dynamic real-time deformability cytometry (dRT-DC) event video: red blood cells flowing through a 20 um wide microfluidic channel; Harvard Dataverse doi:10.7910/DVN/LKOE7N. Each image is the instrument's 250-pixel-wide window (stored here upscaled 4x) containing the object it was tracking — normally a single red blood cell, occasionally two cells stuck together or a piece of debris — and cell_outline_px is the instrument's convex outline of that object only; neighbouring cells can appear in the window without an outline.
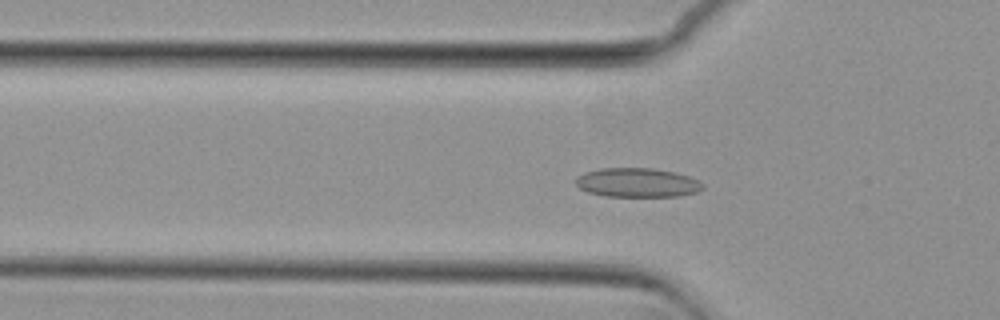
{"species": "common noctule bat (a hibernating species)", "species_latin": "Nyctalus noctula", "temperature_condition": "cold", "stored_images_in_passage": 55, "camera_frame_rate_fps": 3000, "um_per_image_px": 0.085, "animal": {"sex": "female", "body_mass_g": 29.2, "forearm_length_mm": 56.3}, "frame": {"image": 1, "passage_image": 18, "time_ms": 5.667, "image_size_px": [1000, 320], "cell_outline_px": [[704, 188], [696, 192], [680, 196], [604, 196], [588, 192], [580, 188], [576, 184], [576, 176], [584, 172], [600, 168], [652, 168], [676, 172], [688, 176], [704, 184]], "centroid_in_image_um": [54.15, 15.52], "position_along_channel_um": 71.6, "area_um2": 21.62}}
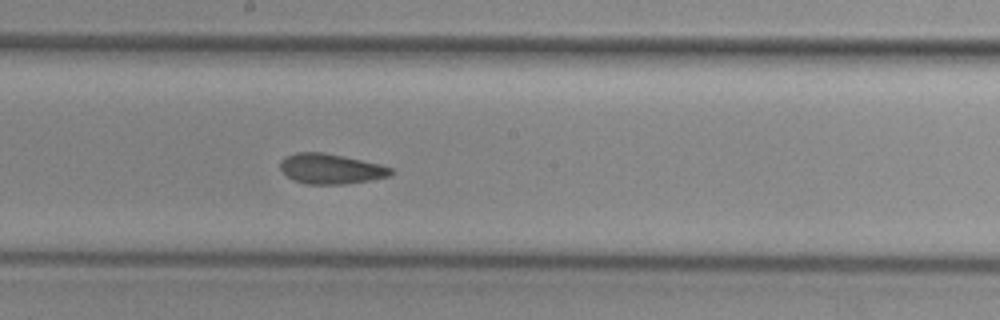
{"frame": {"image": 2, "passage_image": 30, "time_ms": 9.667, "image_size_px": [1000, 320], "cell_outline_px": [[396, 172], [392, 176], [344, 184], [304, 184], [292, 180], [280, 168], [280, 160], [284, 156], [296, 152], [324, 152], [380, 164], [392, 168]], "centroid_in_image_um": [28.12, 14.35], "position_along_channel_um": 220.1, "area_um2": 19.59}}
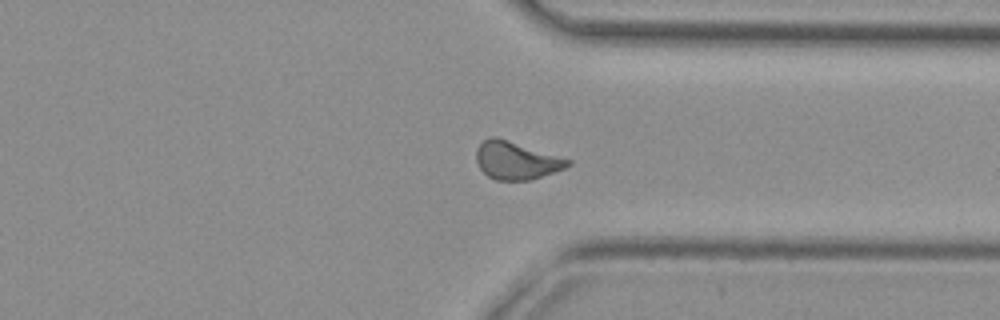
{"frame": {"image": 3, "passage_image": 42, "time_ms": 13.667, "image_size_px": [1000, 320], "cell_outline_px": [[572, 164], [564, 168], [532, 180], [496, 180], [488, 176], [480, 168], [476, 160], [476, 148], [488, 136], [496, 136], [572, 160]], "centroid_in_image_um": [43.87, 13.63], "position_along_channel_um": 367.5, "area_um2": 20.17}, "authors_computed_cell_mechanics": {"area_um2": 19.941, "velocity_mm_per_s": 3.7026, "shape_relaxation_time_tau1_ms": null, "shape_relaxation_time_tau2_ms": 2.2152, "deformation_change_tau1": null, "deformation_change_tau2": 0.0771}}